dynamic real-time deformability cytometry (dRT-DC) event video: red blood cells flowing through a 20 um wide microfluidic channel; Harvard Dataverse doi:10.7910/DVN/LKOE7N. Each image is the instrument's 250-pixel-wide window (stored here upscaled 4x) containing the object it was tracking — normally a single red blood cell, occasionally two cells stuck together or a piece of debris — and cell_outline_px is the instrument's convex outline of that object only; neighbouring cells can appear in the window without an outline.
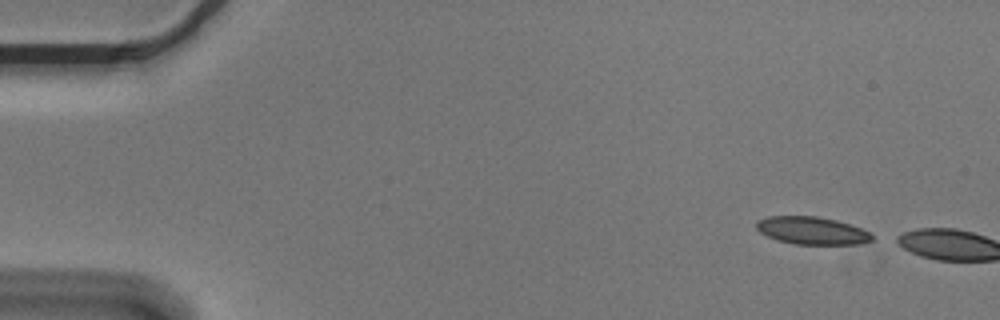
{"species": "Egyptian fruit bat (a non-hibernating species)", "species_latin": "Rousettus aegyptiacus", "temperature_condition": "cold", "stored_images_in_passage": 2, "camera_frame_rate_fps": 3000, "um_per_image_px": 0.085, "animal": {"sex": "male"}, "frame": {"image": 1, "passage_image": 1, "time_ms": 0.0, "image_size_px": [1000, 320], "cell_outline_px": [[872, 240], [860, 244], [796, 244], [776, 240], [760, 232], [756, 228], [756, 220], [768, 216], [816, 216], [836, 220], [852, 224], [868, 232], [872, 236]], "centroid_in_image_um": [68.99, 19.59], "position_along_channel_um": 16.0, "area_um2": 18.61}}